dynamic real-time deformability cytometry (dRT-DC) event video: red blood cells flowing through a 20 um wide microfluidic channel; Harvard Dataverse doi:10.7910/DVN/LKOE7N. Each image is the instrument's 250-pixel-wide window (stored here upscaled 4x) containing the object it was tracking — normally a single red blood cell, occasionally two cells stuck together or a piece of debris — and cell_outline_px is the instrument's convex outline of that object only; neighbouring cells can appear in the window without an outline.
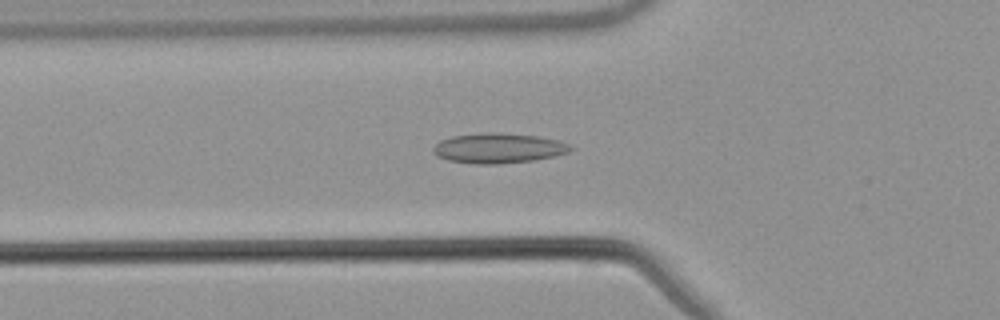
{"species": "common noctule bat (a hibernating species)", "species_latin": "Nyctalus noctula", "temperature_condition": "warm", "stored_images_in_passage": 52, "segment_of_instrument_passage": [1, 2], "camera_frame_rate_fps": 3000, "um_per_image_px": 0.085, "animal": {"sex": "male", "body_mass_g": 21.5, "forearm_length_mm": 52.0}, "frame": {"image": 1, "passage_image": 16, "time_ms": 5.0, "image_size_px": [1000, 320], "cell_outline_px": [[576, 148], [568, 152], [556, 156], [536, 160], [500, 164], [476, 164], [448, 160], [436, 156], [432, 152], [432, 148], [440, 140], [452, 136], [488, 132], [496, 132], [536, 136], [560, 140], [572, 144]], "centroid_in_image_um": [42.41, 12.6], "position_along_channel_um": 83.4, "area_um2": 24.39}}
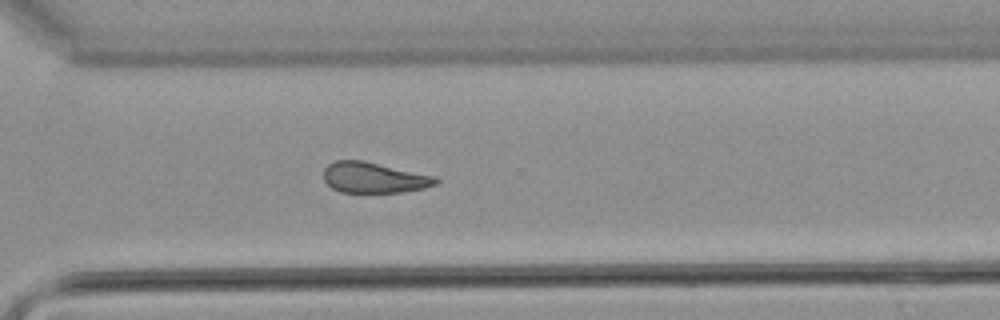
{"frame": {"image": 2, "passage_image": 36, "time_ms": 11.667, "image_size_px": [1000, 320], "cell_outline_px": [[440, 180], [436, 184], [424, 188], [400, 192], [340, 192], [332, 188], [324, 180], [324, 168], [328, 164], [336, 160], [364, 160], [436, 176]], "centroid_in_image_um": [31.79, 15.09], "position_along_channel_um": 338.8, "area_um2": 20.11}}
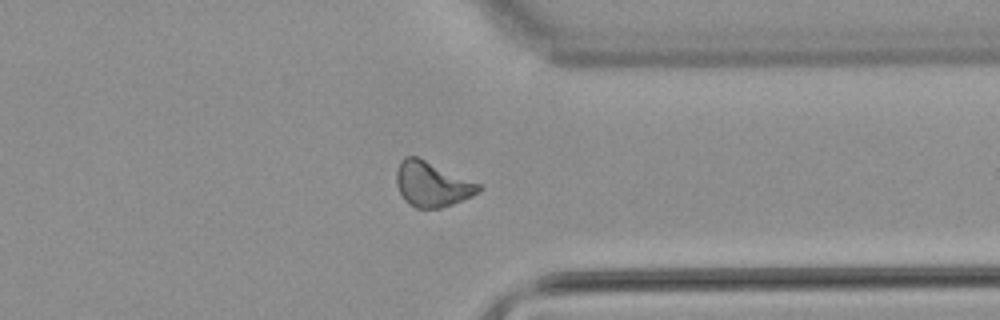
{"frame": {"image": 3, "passage_image": 39, "time_ms": 12.667, "image_size_px": [1000, 320], "cell_outline_px": [[484, 188], [472, 196], [452, 204], [440, 208], [416, 208], [408, 204], [404, 200], [396, 184], [396, 172], [400, 160], [404, 156], [416, 156], [480, 184]], "centroid_in_image_um": [36.69, 15.66], "position_along_channel_um": 374.7, "area_um2": 21.44}}